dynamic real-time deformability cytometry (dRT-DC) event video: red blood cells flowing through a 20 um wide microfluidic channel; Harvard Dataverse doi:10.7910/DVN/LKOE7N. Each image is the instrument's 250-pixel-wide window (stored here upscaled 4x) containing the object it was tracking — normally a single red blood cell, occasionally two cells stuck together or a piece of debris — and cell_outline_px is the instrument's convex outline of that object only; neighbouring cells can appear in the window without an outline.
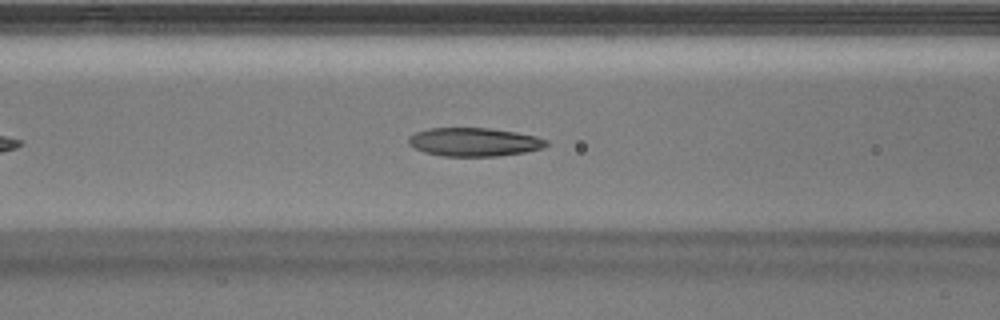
{"species": "Egyptian fruit bat (a non-hibernating species)", "species_latin": "Rousettus aegyptiacus", "temperature_condition": "warm", "stored_images_in_passage": 28, "camera_frame_rate_fps": 3000, "um_per_image_px": 0.085, "animal": {"sex": "male"}, "frame": {"image": 1, "passage_image": 5, "time_ms": 1.333, "image_size_px": [1000, 320], "cell_outline_px": [[548, 144], [544, 148], [524, 152], [496, 156], [444, 156], [424, 152], [408, 144], [408, 136], [416, 132], [428, 128], [488, 128], [516, 132], [536, 136], [548, 140]], "centroid_in_image_um": [40.3, 12.06], "position_along_channel_um": 126.3, "area_um2": 22.89}}
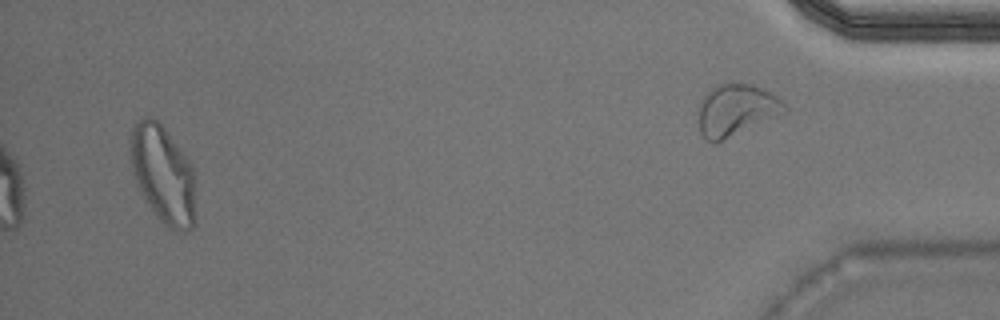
{"frame": {"image": 2, "passage_image": 28, "time_ms": 9.0, "image_size_px": [1000, 320], "cell_outline_px": [[196, 224], [188, 232], [176, 232], [164, 224], [160, 220], [140, 192], [136, 184], [132, 172], [132, 128], [144, 116], [152, 116], [164, 128], [188, 160], [192, 168]], "centroid_in_image_um": [13.88, 14.89], "position_along_channel_um": 421.3, "area_um2": 36.59}}